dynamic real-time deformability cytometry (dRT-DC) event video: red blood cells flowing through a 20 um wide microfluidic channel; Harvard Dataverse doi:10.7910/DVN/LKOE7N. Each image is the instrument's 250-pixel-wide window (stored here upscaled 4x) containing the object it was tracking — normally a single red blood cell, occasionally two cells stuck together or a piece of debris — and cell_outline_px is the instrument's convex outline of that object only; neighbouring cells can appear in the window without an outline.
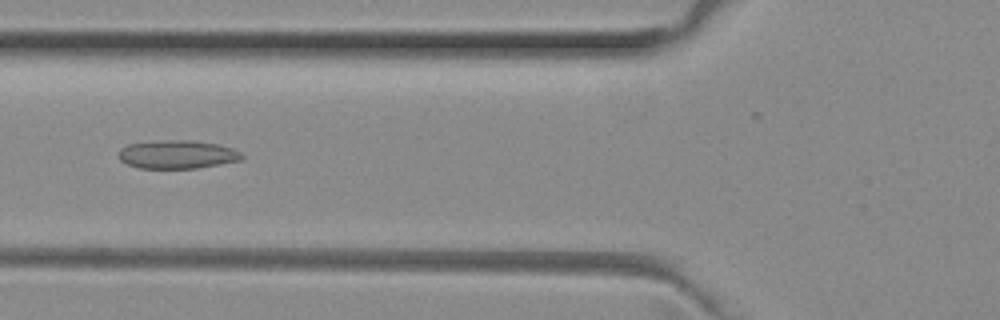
{"species": "common noctule bat (a hibernating species)", "species_latin": "Nyctalus noctula", "temperature_condition": "room temperature", "stored_images_in_passage": 40, "camera_frame_rate_fps": 3000, "um_per_image_px": 0.085, "animal": {"sex": "female", "body_mass_g": 29.2, "forearm_length_mm": 56.3}, "frame": {"image": 1, "passage_image": 18, "time_ms": 5.667, "image_size_px": [1000, 320], "cell_outline_px": [[244, 160], [196, 168], [140, 168], [128, 164], [120, 160], [120, 148], [128, 144], [164, 140], [192, 140], [216, 144], [232, 148], [240, 152], [244, 156]], "centroid_in_image_um": [15.1, 13.13], "position_along_channel_um": 110.7, "area_um2": 20.29}}
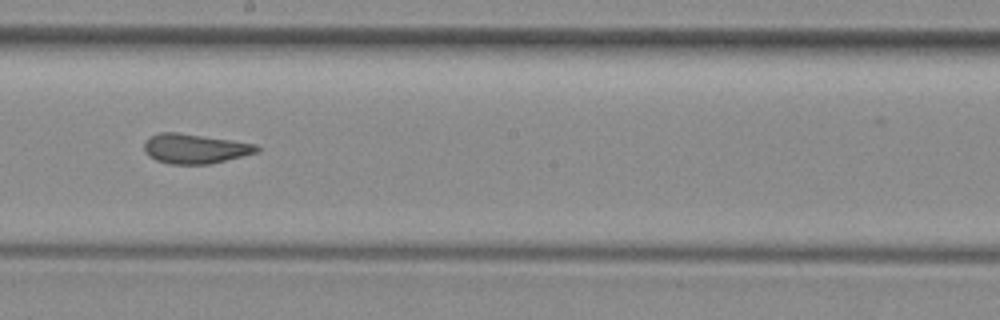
{"frame": {"image": 2, "passage_image": 27, "time_ms": 8.667, "image_size_px": [1000, 320], "cell_outline_px": [[260, 152], [208, 164], [168, 164], [156, 160], [148, 156], [144, 152], [144, 144], [152, 136], [160, 132], [180, 132], [256, 144], [260, 148]], "centroid_in_image_um": [16.57, 12.64], "position_along_channel_um": 231.6, "area_um2": 19.48}}
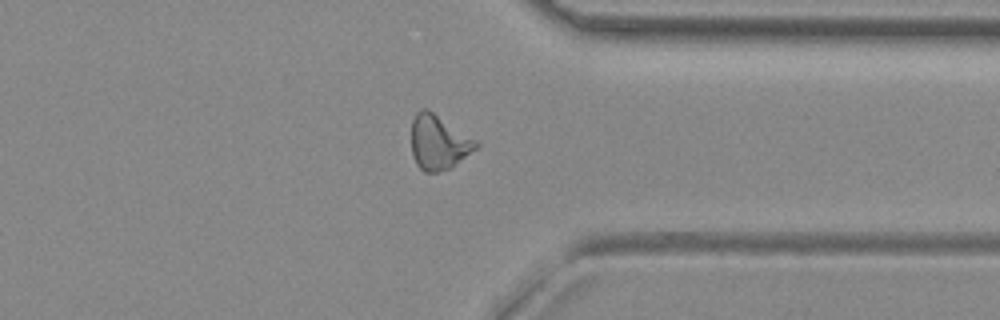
{"frame": {"image": 3, "passage_image": 38, "time_ms": 12.333, "image_size_px": [1000, 320], "cell_outline_px": [[480, 144], [476, 148], [448, 168], [440, 172], [424, 172], [416, 164], [412, 152], [412, 120], [416, 112], [424, 108], [428, 108], [476, 140]], "centroid_in_image_um": [37.25, 12.07], "position_along_channel_um": 374.2, "area_um2": 20.23}, "authors_computed_cell_mechanics": {"area_um2": 20.2878, "velocity_mm_per_s": 4.0262, "shape_relaxation_time_tau1_ms": null, "shape_relaxation_time_tau2_ms": 1.4921, "deformation_change_tau1": null, "deformation_change_tau2": 0.0899}}